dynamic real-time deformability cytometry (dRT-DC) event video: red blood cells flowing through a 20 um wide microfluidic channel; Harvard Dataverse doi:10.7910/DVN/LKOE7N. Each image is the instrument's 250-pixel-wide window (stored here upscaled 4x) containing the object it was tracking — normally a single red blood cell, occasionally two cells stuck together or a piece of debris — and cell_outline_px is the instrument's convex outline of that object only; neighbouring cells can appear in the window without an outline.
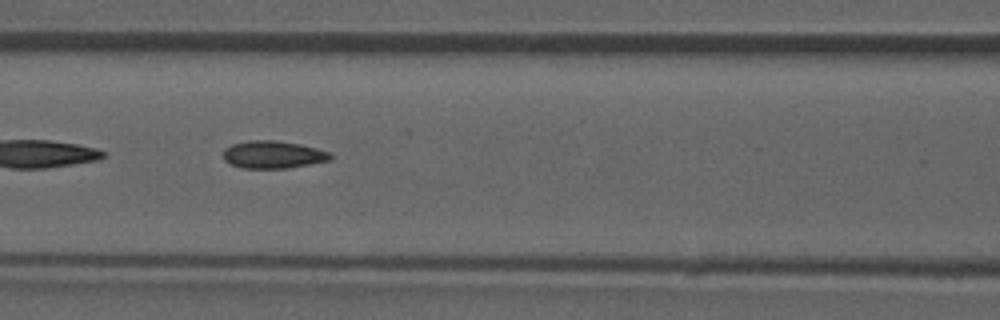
{"species": "common noctule bat (a hibernating species)", "species_latin": "Nyctalus noctula", "temperature_condition": "room temperature", "stored_images_in_passage": 32, "camera_frame_rate_fps": 3000, "um_per_image_px": 0.085, "animal": {"sex": "male", "forearm_length_mm": 52.5}, "frame": {"image": 1, "passage_image": 10, "time_ms": 3.0, "image_size_px": [1000, 320], "cell_outline_px": [[332, 160], [288, 168], [240, 168], [224, 160], [224, 148], [232, 144], [248, 140], [272, 140], [300, 144], [316, 148], [328, 152], [332, 156]], "centroid_in_image_um": [23.2, 13.14], "position_along_channel_um": 143.4, "area_um2": 17.17}}